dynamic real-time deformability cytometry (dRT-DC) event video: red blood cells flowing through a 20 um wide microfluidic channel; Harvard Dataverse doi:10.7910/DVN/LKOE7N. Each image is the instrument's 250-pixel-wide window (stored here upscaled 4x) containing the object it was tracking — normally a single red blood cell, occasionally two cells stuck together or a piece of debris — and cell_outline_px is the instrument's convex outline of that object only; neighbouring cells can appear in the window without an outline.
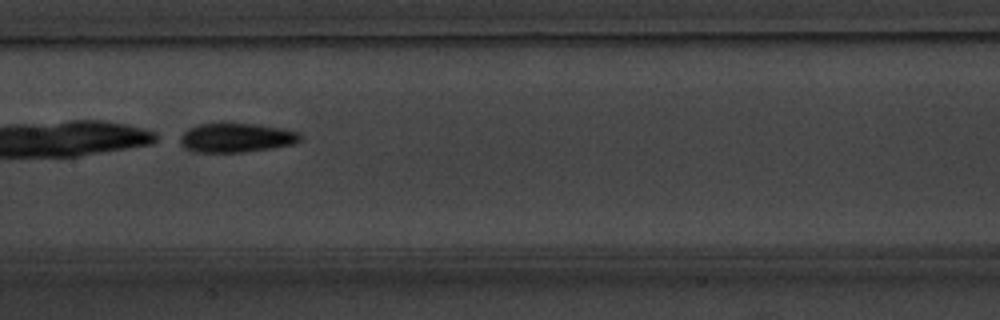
{"species": "common noctule bat (a hibernating species)", "species_latin": "Nyctalus noctula", "temperature_condition": "warm", "stored_images_in_passage": 45, "camera_frame_rate_fps": 3000, "um_per_image_px": 0.085, "animal": {"sex": "male", "body_mass_g": 20.1, "forearm_length_mm": 53.5}, "frame": {"image": 1, "passage_image": 20, "time_ms": 6.333, "image_size_px": [1000, 320], "cell_outline_px": [[300, 140], [292, 144], [272, 148], [244, 152], [192, 152], [184, 148], [180, 144], [180, 136], [188, 128], [196, 124], [224, 120], [256, 124], [280, 128], [300, 132]], "centroid_in_image_um": [20.0, 11.66], "position_along_channel_um": 187.4, "area_um2": 21.21}}